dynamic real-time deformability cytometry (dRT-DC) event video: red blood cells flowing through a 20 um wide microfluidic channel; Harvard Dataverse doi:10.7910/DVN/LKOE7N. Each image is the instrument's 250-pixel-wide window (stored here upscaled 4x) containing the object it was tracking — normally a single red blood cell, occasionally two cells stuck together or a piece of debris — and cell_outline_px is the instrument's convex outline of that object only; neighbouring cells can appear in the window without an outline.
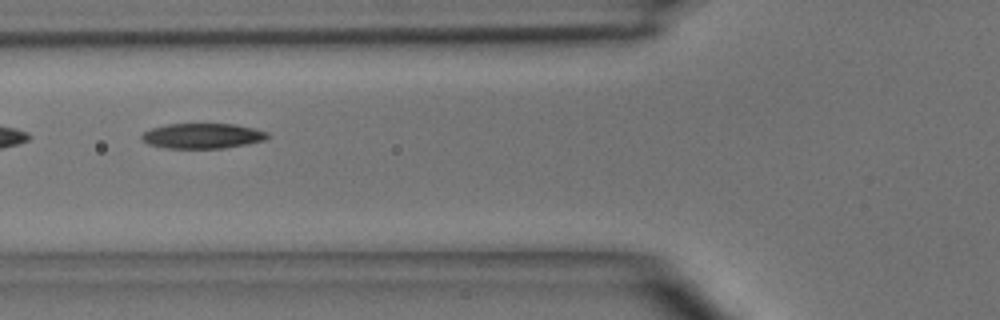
{"species": "common noctule bat (a hibernating species)", "species_latin": "Nyctalus noctula", "temperature_condition": "room temperature", "stored_images_in_passage": 3, "camera_frame_rate_fps": 3000, "um_per_image_px": 0.085, "animal": {"sex": "male", "body_mass_g": 15.6}, "frame": {"image": 1, "passage_image": 2, "time_ms": 1.333, "image_size_px": [1000, 320], "cell_outline_px": [[272, 136], [264, 140], [248, 144], [224, 148], [164, 148], [148, 144], [140, 136], [144, 132], [152, 128], [168, 124], [236, 124], [256, 128], [268, 132]], "centroid_in_image_um": [17.27, 11.55], "position_along_channel_um": 108.5, "area_um2": 18.61}}